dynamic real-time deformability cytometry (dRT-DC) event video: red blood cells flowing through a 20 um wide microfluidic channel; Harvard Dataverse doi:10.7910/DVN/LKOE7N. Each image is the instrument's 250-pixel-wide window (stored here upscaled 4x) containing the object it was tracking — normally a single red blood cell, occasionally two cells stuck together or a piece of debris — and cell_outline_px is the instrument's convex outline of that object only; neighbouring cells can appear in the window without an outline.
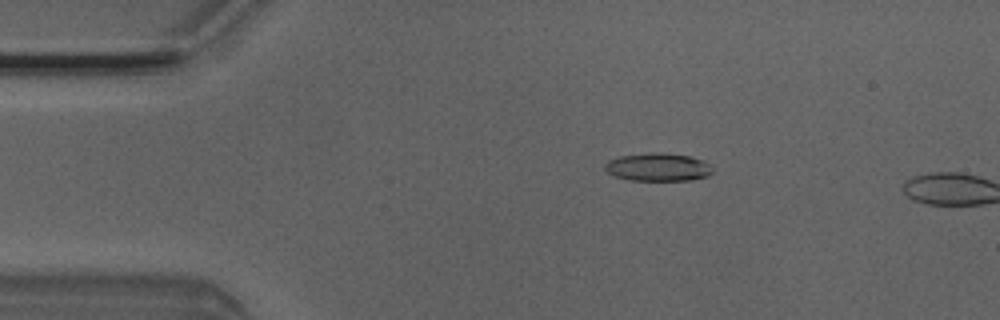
{"species": "Egyptian fruit bat (a non-hibernating species)", "species_latin": "Rousettus aegyptiacus", "temperature_condition": "room temperature", "stored_images_in_passage": 3, "camera_frame_rate_fps": 3000, "um_per_image_px": 0.085, "animal": {"sex": "male"}, "frame": {"image": 1, "passage_image": 2, "time_ms": 0.333, "image_size_px": [1000, 320], "cell_outline_px": [[712, 172], [708, 176], [692, 180], [632, 180], [616, 176], [608, 172], [604, 168], [604, 164], [608, 160], [620, 156], [652, 152], [664, 152], [688, 156], [704, 160], [712, 168]], "centroid_in_image_um": [55.94, 14.19], "position_along_channel_um": 29.1, "area_um2": 17.57}}